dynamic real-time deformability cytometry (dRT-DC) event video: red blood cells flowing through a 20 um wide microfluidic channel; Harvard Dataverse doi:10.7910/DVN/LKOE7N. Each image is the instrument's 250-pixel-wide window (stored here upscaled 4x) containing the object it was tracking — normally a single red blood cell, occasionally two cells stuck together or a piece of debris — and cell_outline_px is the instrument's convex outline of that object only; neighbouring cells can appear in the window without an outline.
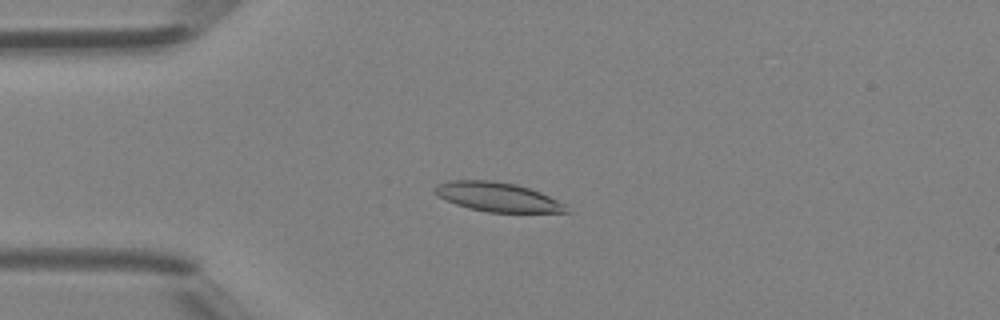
{"species": "Egyptian fruit bat (a non-hibernating species)", "species_latin": "Rousettus aegyptiacus", "temperature_condition": "room temperature", "stored_images_in_passage": 48, "camera_frame_rate_fps": 3000, "um_per_image_px": 0.085, "animal": {"sex": "female"}, "frame": {"image": 1, "passage_image": 12, "time_ms": 3.667, "image_size_px": [1000, 320], "cell_outline_px": [[572, 212], [488, 212], [468, 208], [456, 204], [440, 196], [432, 188], [436, 184], [448, 180], [492, 180], [516, 184], [540, 192], [564, 204]], "centroid_in_image_um": [42.27, 16.73], "position_along_channel_um": 42.7, "area_um2": 22.2}}
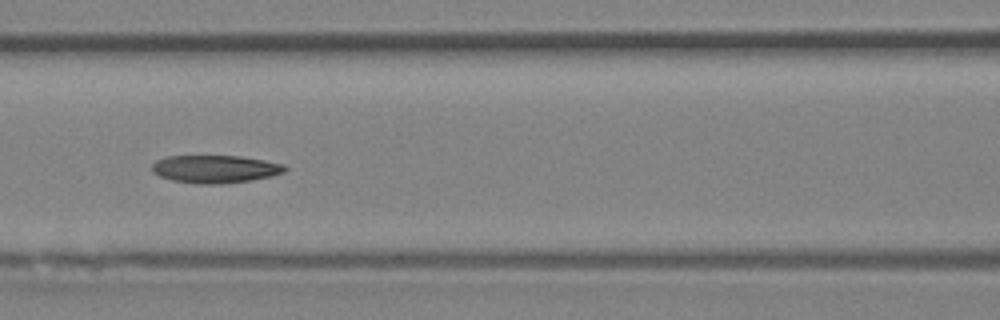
{"frame": {"image": 2, "passage_image": 21, "time_ms": 6.667, "image_size_px": [1000, 320], "cell_outline_px": [[288, 168], [284, 172], [272, 176], [252, 180], [224, 184], [196, 184], [172, 180], [160, 176], [152, 172], [152, 164], [156, 160], [168, 156], [240, 156], [264, 160], [284, 164]], "centroid_in_image_um": [18.3, 14.37], "position_along_channel_um": 148.3, "area_um2": 21.68}}
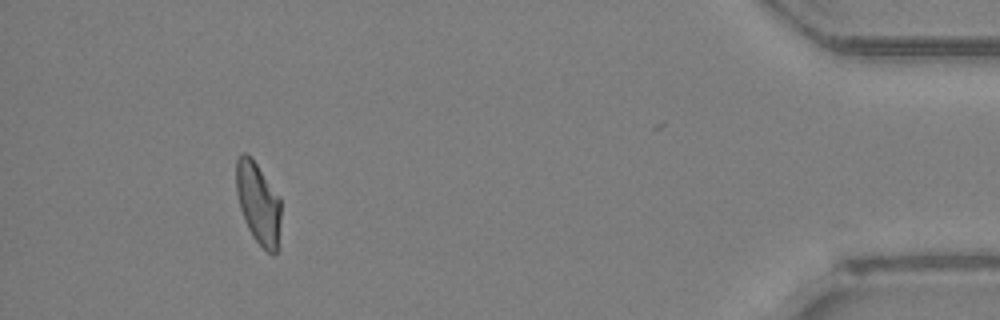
{"frame": {"image": 3, "passage_image": 44, "time_ms": 14.333, "image_size_px": [1000, 320], "cell_outline_px": [[280, 220], [276, 252], [272, 256], [252, 236], [244, 220], [240, 208], [236, 192], [236, 160], [244, 152], [256, 164], [280, 196]], "centroid_in_image_um": [21.94, 17.28], "position_along_channel_um": 413.3, "area_um2": 20.92}, "authors_computed_cell_mechanics": {"area_um2": 21.7039, "velocity_mm_per_s": 4.2962, "shape_relaxation_time_tau1_ms": null, "shape_relaxation_time_tau2_ms": 4.272, "deformation_change_tau1": null, "deformation_change_tau2": 0.1172}}